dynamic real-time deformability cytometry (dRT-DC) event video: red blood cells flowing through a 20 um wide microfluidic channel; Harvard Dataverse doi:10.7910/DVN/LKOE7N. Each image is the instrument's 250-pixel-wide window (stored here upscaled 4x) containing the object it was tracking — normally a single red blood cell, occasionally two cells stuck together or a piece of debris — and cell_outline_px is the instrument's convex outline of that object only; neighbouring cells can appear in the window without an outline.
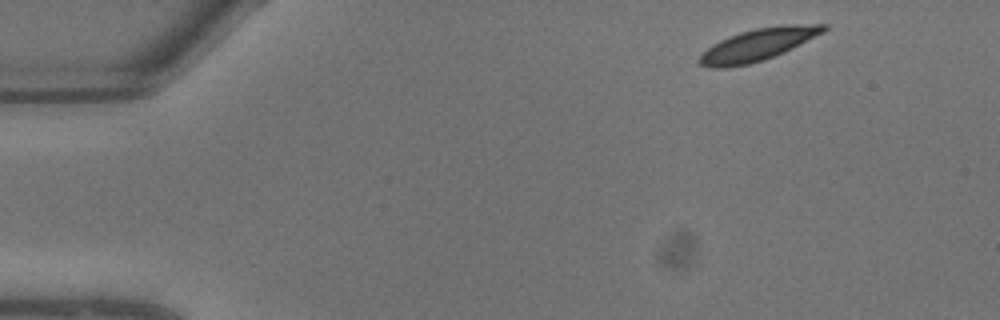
{"species": "common noctule bat (a hibernating species)", "species_latin": "Nyctalus noctula", "temperature_condition": "warm", "stored_images_in_passage": 8, "camera_frame_rate_fps": 3000, "um_per_image_px": 0.085, "animal": {"sex": "male", "body_mass_g": 13.3}, "frame": {"image": 1, "passage_image": 1, "time_ms": 0.0, "image_size_px": [1000, 320], "cell_outline_px": [[828, 28], [824, 32], [792, 48], [764, 60], [748, 64], [724, 68], [712, 68], [700, 64], [696, 60], [700, 52], [712, 44], [728, 36], [740, 32], [756, 28], [784, 24], [828, 24]], "centroid_in_image_um": [64.38, 3.79], "position_along_channel_um": 20.6, "area_um2": 23.35}}
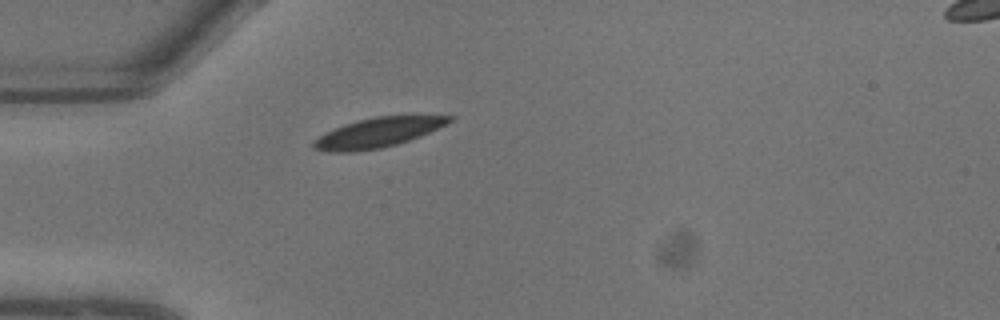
{"frame": {"image": 2, "passage_image": 5, "time_ms": 1.333, "image_size_px": [1000, 320], "cell_outline_px": [[456, 116], [448, 124], [420, 136], [396, 144], [380, 148], [352, 152], [328, 152], [312, 148], [312, 140], [324, 132], [344, 124], [356, 120], [376, 116]], "centroid_in_image_um": [32.05, 11.27], "position_along_channel_um": 52.9, "area_um2": 23.47}}
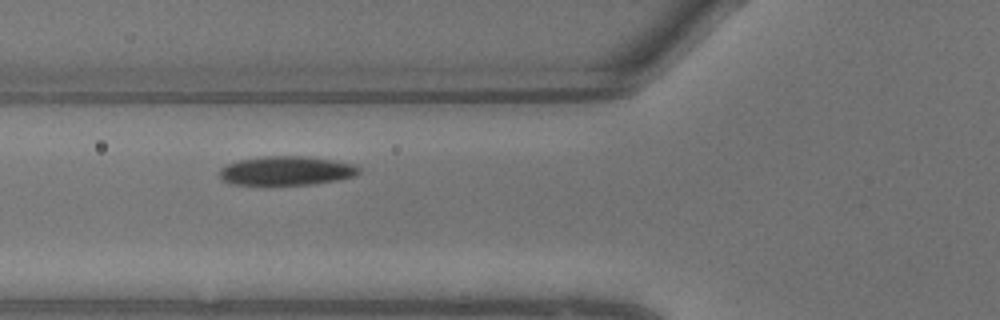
{"frame": {"image": 3, "passage_image": 7, "time_ms": 2.0, "image_size_px": [1000, 320], "cell_outline_px": [[360, 172], [356, 176], [340, 180], [312, 184], [232, 184], [224, 180], [220, 176], [220, 168], [228, 164], [240, 160], [264, 156], [308, 156], [332, 160], [352, 164], [360, 168]], "centroid_in_image_um": [24.39, 14.51], "position_along_channel_um": 101.4, "area_um2": 23.41}}